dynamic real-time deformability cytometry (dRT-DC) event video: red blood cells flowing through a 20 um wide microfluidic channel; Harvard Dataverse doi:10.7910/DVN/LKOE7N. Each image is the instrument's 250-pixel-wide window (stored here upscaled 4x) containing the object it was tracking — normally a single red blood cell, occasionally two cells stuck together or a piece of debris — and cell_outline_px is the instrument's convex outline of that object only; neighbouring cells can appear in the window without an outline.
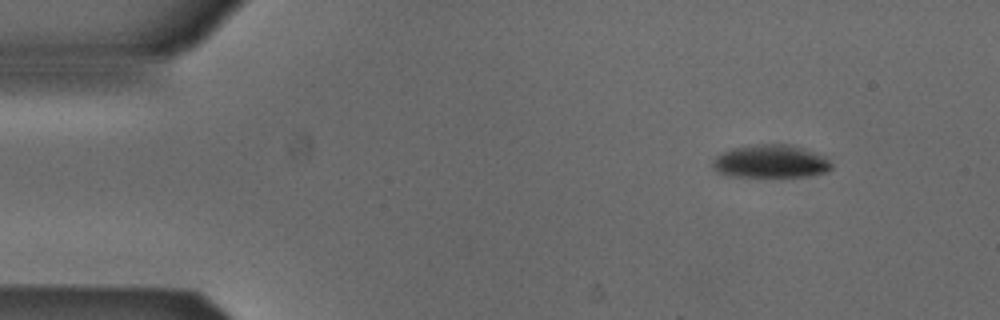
{"species": "Egyptian fruit bat (a non-hibernating species)", "species_latin": "Rousettus aegyptiacus", "temperature_condition": "cold", "stored_images_in_passage": 48, "camera_frame_rate_fps": 3000, "um_per_image_px": 0.085, "animal": {"sex": "male"}, "frame": {"image": 1, "passage_image": 1, "time_ms": 0.0, "image_size_px": [1000, 320], "cell_outline_px": [[832, 168], [828, 172], [808, 176], [724, 176], [716, 172], [712, 168], [712, 160], [720, 152], [732, 148], [756, 144], [788, 144], [804, 148], [828, 156], [832, 164]], "centroid_in_image_um": [65.51, 13.71], "position_along_channel_um": 19.5, "area_um2": 23.35}}
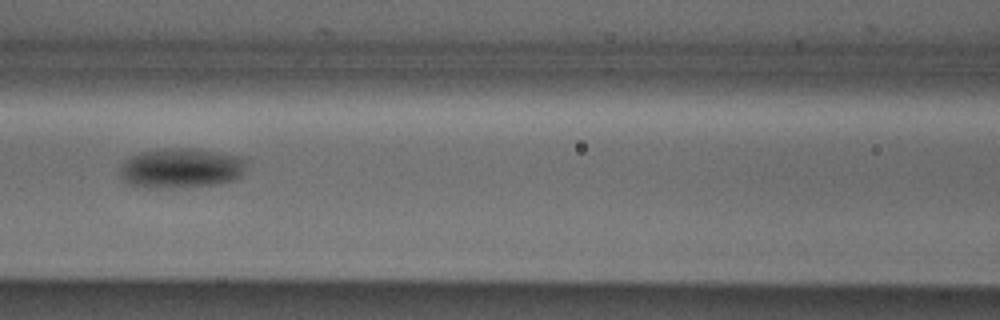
{"frame": {"image": 2, "passage_image": 18, "time_ms": 5.667, "image_size_px": [1000, 320], "cell_outline_px": [[244, 172], [236, 180], [216, 184], [188, 188], [148, 188], [124, 184], [120, 176], [120, 164], [124, 160], [140, 152], [172, 148], [196, 148], [236, 156], [244, 160]], "centroid_in_image_um": [15.32, 14.32], "position_along_channel_um": 151.3, "area_um2": 29.77}}
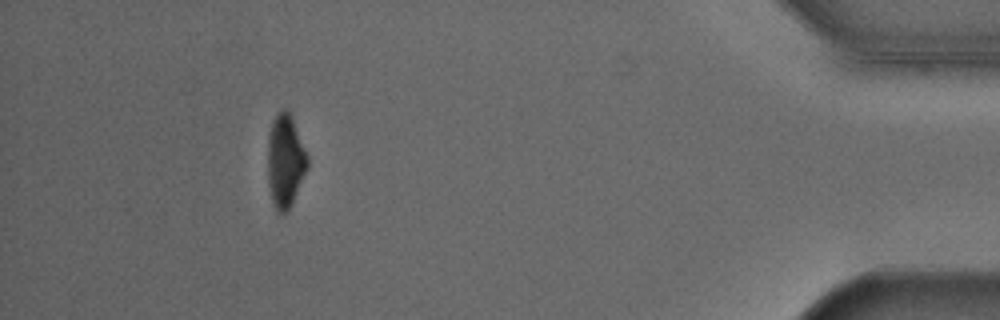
{"frame": {"image": 3, "passage_image": 43, "time_ms": 14.0, "image_size_px": [1000, 320], "cell_outline_px": [[308, 168], [288, 212], [284, 216], [276, 212], [272, 204], [268, 184], [268, 136], [272, 124], [276, 116], [284, 108], [288, 112], [292, 120], [308, 156]], "centroid_in_image_um": [24.24, 13.81], "position_along_channel_um": 411.0, "area_um2": 21.44}, "authors_computed_cell_mechanics": {"area_um2": 25.5476, "velocity_mm_per_s": 3.8757, "shape_relaxation_time_tau1_ms": 2.0295, "shape_relaxation_time_tau2_ms": null, "deformation_change_tau1": 0.1071, "deformation_change_tau2": null}}